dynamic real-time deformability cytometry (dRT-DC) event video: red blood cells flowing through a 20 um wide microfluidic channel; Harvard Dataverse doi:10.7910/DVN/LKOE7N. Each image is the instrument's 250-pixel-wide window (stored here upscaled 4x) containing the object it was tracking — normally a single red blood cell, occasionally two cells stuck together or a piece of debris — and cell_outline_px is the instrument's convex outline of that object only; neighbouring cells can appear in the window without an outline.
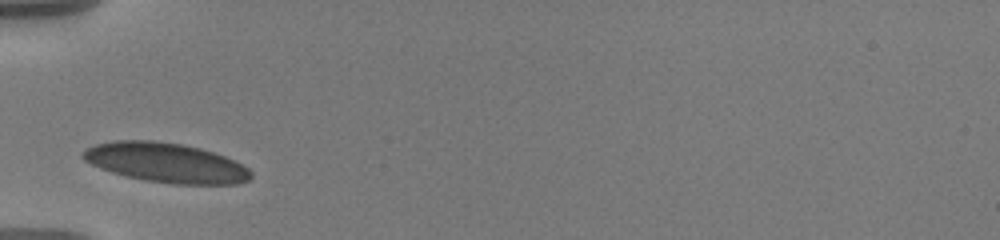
{"species": "human", "species_latin": "Homo sapiens", "temperature_condition": "warm", "stored_images_in_passage": 23, "camera_frame_rate_fps": 3000, "um_per_image_px": 0.085, "donor": {"sex": "male"}, "frame": {"image": 1, "passage_image": 1, "time_ms": 0.0, "image_size_px": [1000, 240], "cell_outline_px": [[252, 176], [248, 180], [236, 184], [176, 184], [148, 180], [128, 176], [112, 172], [100, 168], [84, 160], [80, 156], [80, 152], [84, 148], [96, 144], [112, 140], [152, 140], [184, 144], [200, 148], [236, 160], [248, 168], [252, 172]], "centroid_in_image_um": [14.09, 13.81], "position_along_channel_um": 70.9, "area_um2": 38.84}}
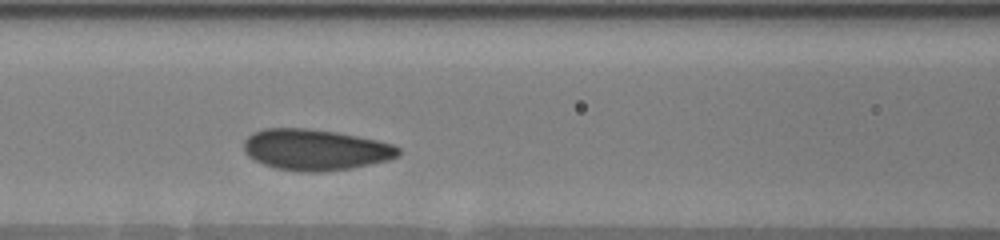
{"frame": {"image": 2, "passage_image": 13, "time_ms": 2.0, "image_size_px": [1000, 240], "cell_outline_px": [[400, 156], [388, 160], [352, 168], [324, 172], [304, 172], [276, 168], [264, 164], [248, 156], [244, 152], [244, 140], [252, 132], [264, 128], [308, 128], [336, 132], [376, 140], [392, 144], [400, 148]], "centroid_in_image_um": [26.8, 12.72], "position_along_channel_um": 139.8, "area_um2": 37.05}}
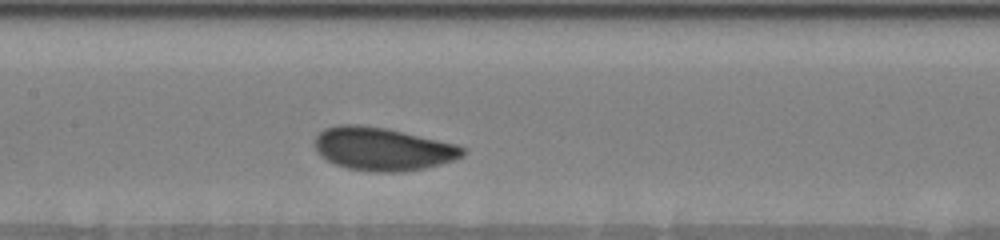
{"frame": {"image": 3, "passage_image": 20, "time_ms": 3.0, "image_size_px": [1000, 240], "cell_outline_px": [[464, 156], [440, 164], [424, 168], [396, 172], [372, 172], [348, 168], [336, 164], [320, 156], [316, 152], [312, 140], [324, 128], [340, 124], [360, 124], [388, 128], [456, 144], [464, 148]], "centroid_in_image_um": [32.47, 12.64], "position_along_channel_um": 174.9, "area_um2": 37.34}}